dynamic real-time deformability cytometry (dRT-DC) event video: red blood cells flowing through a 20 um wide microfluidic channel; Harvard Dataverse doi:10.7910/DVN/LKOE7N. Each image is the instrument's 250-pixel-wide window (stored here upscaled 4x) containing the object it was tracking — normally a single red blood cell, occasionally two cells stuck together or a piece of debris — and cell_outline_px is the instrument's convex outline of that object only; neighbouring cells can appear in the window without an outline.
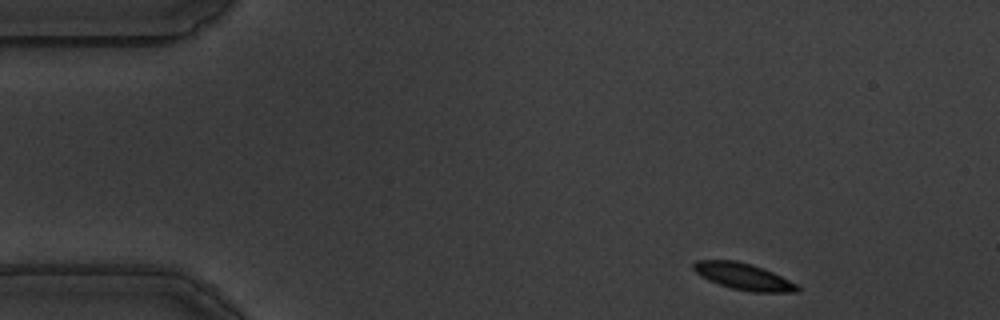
{"species": "common noctule bat (a hibernating species)", "species_latin": "Nyctalus noctula", "temperature_condition": "warm", "stored_images_in_passage": 53, "camera_frame_rate_fps": 3000, "um_per_image_px": 0.085, "animal": {"sex": "male", "body_mass_g": 19.5, "forearm_length_mm": 54.6}, "frame": {"image": 1, "passage_image": 2, "time_ms": 0.333, "image_size_px": [1000, 320], "cell_outline_px": [[800, 288], [796, 292], [752, 292], [732, 288], [708, 280], [700, 276], [692, 268], [692, 264], [696, 260], [736, 260], [752, 264], [764, 268], [796, 284]], "centroid_in_image_um": [63.15, 23.49], "position_along_channel_um": 21.8, "area_um2": 16.01}}
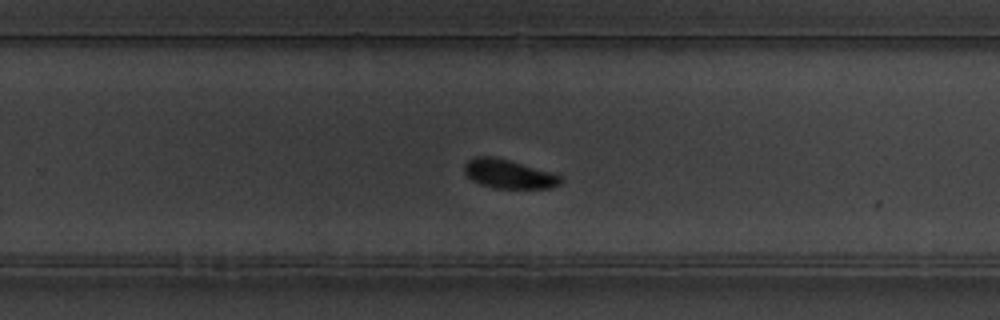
{"frame": {"image": 2, "passage_image": 32, "time_ms": 10.333, "image_size_px": [1000, 320], "cell_outline_px": [[564, 180], [560, 184], [552, 188], [496, 188], [480, 184], [472, 180], [464, 172], [464, 164], [468, 160], [476, 156], [496, 156], [552, 172], [564, 176]], "centroid_in_image_um": [43.28, 14.78], "position_along_channel_um": 286.5, "area_um2": 16.47}}
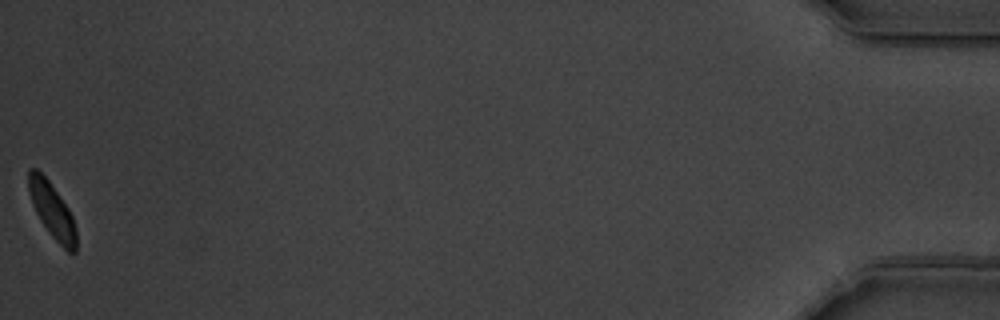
{"frame": {"image": 3, "passage_image": 53, "time_ms": 17.333, "image_size_px": [1000, 320], "cell_outline_px": [[76, 252], [68, 252], [48, 232], [40, 220], [32, 204], [28, 192], [28, 168], [36, 168], [48, 180], [68, 208], [72, 216], [76, 228]], "centroid_in_image_um": [4.41, 17.88], "position_along_channel_um": 430.8, "area_um2": 15.2}, "authors_computed_cell_mechanics": {"area_um2": 16.6464, "velocity_mm_per_s": 3.4596, "shape_relaxation_time_tau1_ms": 3.851, "shape_relaxation_time_tau2_ms": null, "deformation_change_tau1": 0.1573, "deformation_change_tau2": null}}